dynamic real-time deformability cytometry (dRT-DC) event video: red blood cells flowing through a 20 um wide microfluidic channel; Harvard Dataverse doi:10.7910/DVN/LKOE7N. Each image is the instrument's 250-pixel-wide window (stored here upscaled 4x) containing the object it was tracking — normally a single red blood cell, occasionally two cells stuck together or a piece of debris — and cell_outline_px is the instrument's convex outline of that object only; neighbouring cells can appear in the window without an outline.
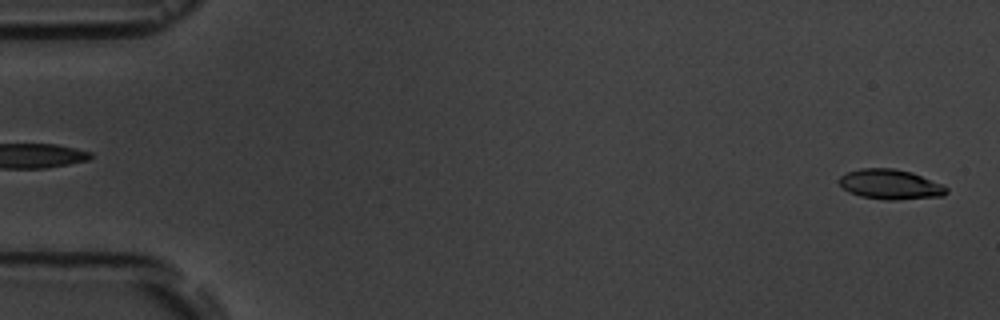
{"species": "common noctule bat (a hibernating species)", "species_latin": "Nyctalus noctula", "temperature_condition": "room temperature", "stored_images_in_passage": 5, "segment_of_instrument_passage": [2, 2], "camera_frame_rate_fps": 3000, "um_per_image_px": 0.085, "animal": {"sex": "male", "body_mass_g": 19.5, "forearm_length_mm": 54.6}, "frame": {"image": 1, "passage_image": 5, "time_ms": 5.333, "image_size_px": [1000, 320], "cell_outline_px": [[948, 192], [944, 196], [896, 200], [884, 200], [860, 196], [848, 192], [840, 184], [840, 176], [848, 172], [860, 168], [892, 168], [912, 172], [944, 184], [948, 188]], "centroid_in_image_um": [75.72, 15.68], "position_along_channel_um": 9.3, "area_um2": 18.9}}